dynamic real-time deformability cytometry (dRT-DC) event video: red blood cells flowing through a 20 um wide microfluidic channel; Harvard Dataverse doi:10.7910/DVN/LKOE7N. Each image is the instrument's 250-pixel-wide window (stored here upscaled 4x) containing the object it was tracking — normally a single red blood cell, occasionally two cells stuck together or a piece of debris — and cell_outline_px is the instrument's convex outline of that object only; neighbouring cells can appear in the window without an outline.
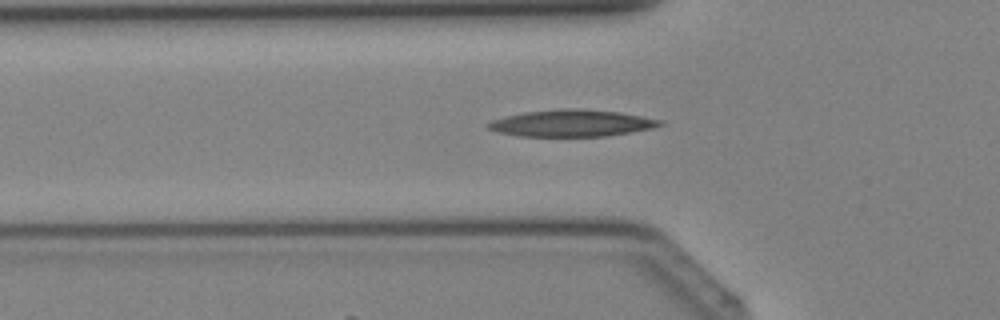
{"species": "Egyptian fruit bat (a non-hibernating species)", "species_latin": "Rousettus aegyptiacus", "temperature_condition": "cold", "stored_images_in_passage": 36, "camera_frame_rate_fps": 3000, "um_per_image_px": 0.085, "animal": {"sex": "female"}, "frame": {"image": 1, "passage_image": 12, "time_ms": 3.667, "image_size_px": [1000, 320], "cell_outline_px": [[664, 124], [652, 128], [604, 136], [520, 136], [496, 132], [488, 128], [484, 124], [492, 120], [524, 112], [560, 108], [580, 108], [620, 112], [664, 120]], "centroid_in_image_um": [48.58, 10.46], "position_along_channel_um": 77.2, "area_um2": 26.88}}
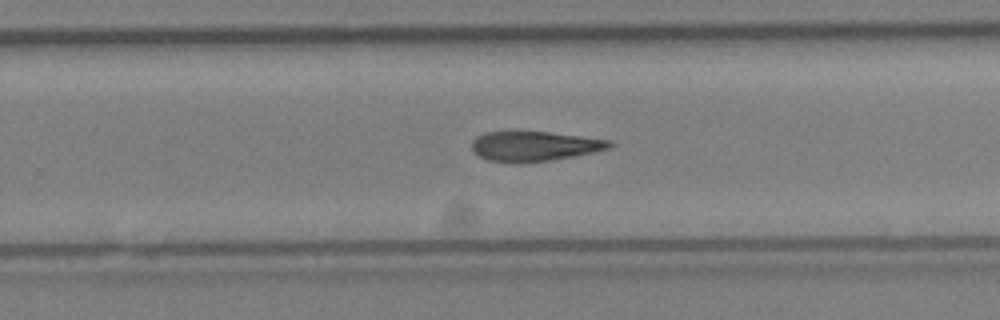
{"frame": {"image": 2, "passage_image": 24, "time_ms": 7.667, "image_size_px": [1000, 320], "cell_outline_px": [[616, 144], [612, 148], [572, 156], [548, 160], [488, 160], [480, 156], [472, 148], [472, 140], [476, 136], [484, 132], [548, 132], [612, 140]], "centroid_in_image_um": [45.5, 12.38], "position_along_channel_um": 284.3, "area_um2": 23.06}}
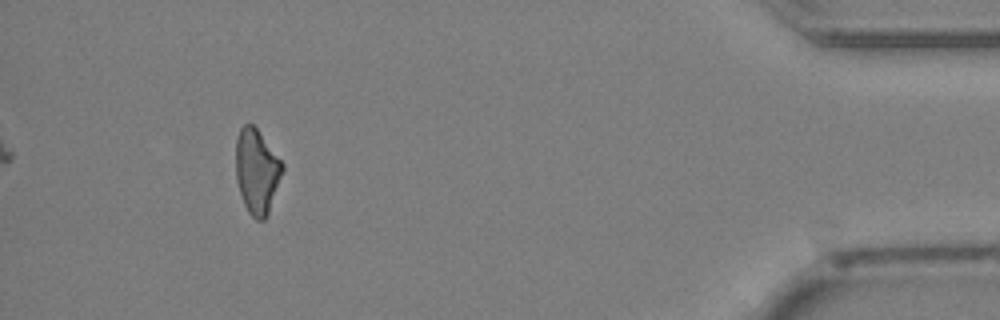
{"frame": {"image": 3, "passage_image": 35, "time_ms": 11.333, "image_size_px": [1000, 320], "cell_outline_px": [[284, 168], [268, 216], [264, 220], [256, 220], [248, 212], [244, 204], [236, 180], [236, 140], [240, 128], [244, 124], [252, 124], [256, 128], [284, 164]], "centroid_in_image_um": [21.83, 14.59], "position_along_channel_um": 413.4, "area_um2": 22.95}}